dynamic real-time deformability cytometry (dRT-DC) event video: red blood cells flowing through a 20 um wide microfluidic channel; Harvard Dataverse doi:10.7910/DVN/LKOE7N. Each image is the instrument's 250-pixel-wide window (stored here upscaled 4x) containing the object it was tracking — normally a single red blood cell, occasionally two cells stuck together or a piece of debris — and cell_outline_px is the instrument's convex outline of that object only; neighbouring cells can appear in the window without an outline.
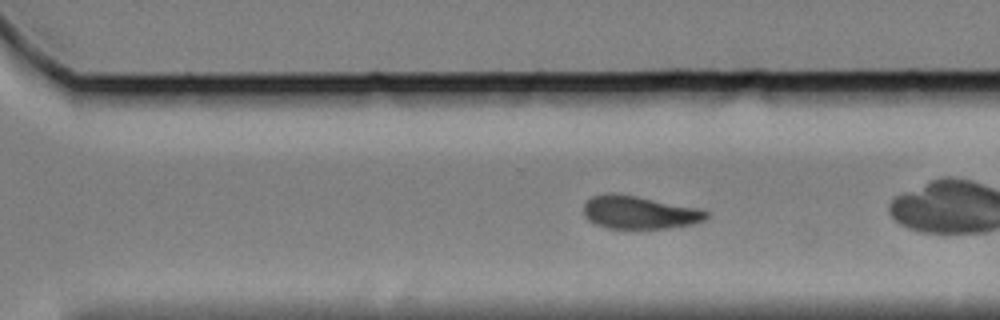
{"species": "Egyptian fruit bat (a non-hibernating species)", "species_latin": "Rousettus aegyptiacus", "temperature_condition": "cold", "stored_images_in_passage": 36, "camera_frame_rate_fps": 3000, "um_per_image_px": 0.085, "animal": {"sex": "female"}, "frame": {"image": 1, "passage_image": 27, "time_ms": 8.667, "image_size_px": [1000, 320], "cell_outline_px": [[708, 216], [704, 220], [692, 224], [668, 228], [608, 228], [596, 224], [588, 220], [584, 212], [584, 204], [592, 196], [608, 192], [612, 192], [636, 196], [700, 208], [708, 212]], "centroid_in_image_um": [54.34, 18.04], "position_along_channel_um": 316.3, "area_um2": 23.52}, "authors_computed_cell_mechanics": {"area_um2": 24.565, "velocity_mm_per_s": 3.3248, "shape_relaxation_time_tau1_ms": 4.2613, "shape_relaxation_time_tau2_ms": 7.3125, "deformation_change_tau1": 0.1369, "deformation_change_tau2": 0.1401}}